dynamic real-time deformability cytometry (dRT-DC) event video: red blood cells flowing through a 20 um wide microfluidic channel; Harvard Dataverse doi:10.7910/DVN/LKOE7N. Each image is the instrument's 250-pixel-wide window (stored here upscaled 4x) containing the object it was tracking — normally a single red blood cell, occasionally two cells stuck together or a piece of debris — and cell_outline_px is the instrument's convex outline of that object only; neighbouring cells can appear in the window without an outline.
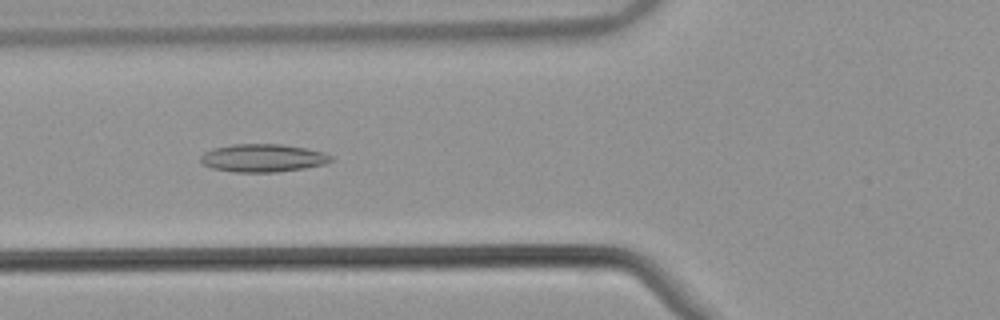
{"species": "common noctule bat (a hibernating species)", "species_latin": "Nyctalus noctula", "temperature_condition": "warm", "stored_images_in_passage": 37, "camera_frame_rate_fps": 3000, "um_per_image_px": 0.085, "animal": {"sex": "male", "body_mass_g": 21.5, "forearm_length_mm": 52.0}, "frame": {"image": 1, "passage_image": 4, "time_ms": 1.0, "image_size_px": [1000, 320], "cell_outline_px": [[336, 160], [324, 164], [304, 168], [276, 172], [232, 172], [212, 168], [200, 164], [200, 156], [204, 152], [212, 148], [232, 144], [280, 144], [308, 148], [324, 152], [332, 156]], "centroid_in_image_um": [22.34, 13.43], "position_along_channel_um": 103.5, "area_um2": 21.56}}
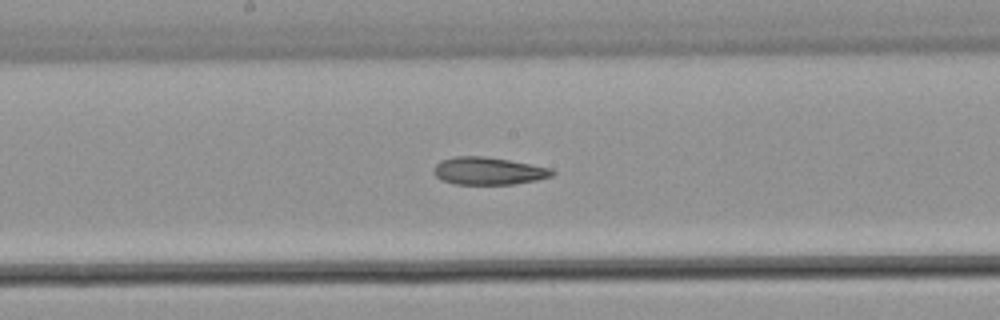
{"frame": {"image": 2, "passage_image": 12, "time_ms": 3.667, "image_size_px": [1000, 320], "cell_outline_px": [[556, 172], [552, 176], [536, 180], [512, 184], [456, 184], [440, 180], [436, 176], [432, 168], [440, 160], [456, 156], [484, 156], [508, 160], [552, 168]], "centroid_in_image_um": [41.49, 14.53], "position_along_channel_um": 206.7, "area_um2": 19.02}}
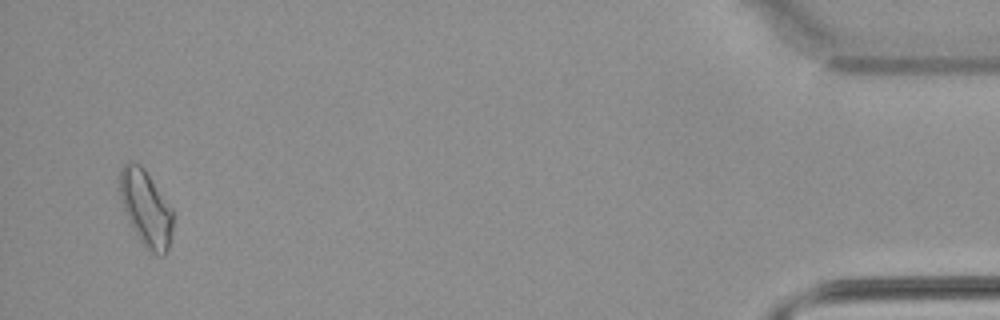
{"frame": {"image": 3, "passage_image": 35, "time_ms": 11.333, "image_size_px": [1000, 320], "cell_outline_px": [[172, 228], [168, 252], [164, 256], [160, 256], [148, 252], [144, 248], [128, 220], [120, 196], [120, 168], [128, 160], [132, 160], [140, 164], [144, 168], [172, 208]], "centroid_in_image_um": [12.4, 17.72], "position_along_channel_um": 422.8, "area_um2": 23.7}, "authors_computed_cell_mechanics": {"area_um2": 19.5364, "velocity_mm_per_s": 3.8676, "shape_relaxation_time_tau1_ms": null, "shape_relaxation_time_tau2_ms": 8.5789, "deformation_change_tau1": null, "deformation_change_tau2": 0.1938}}